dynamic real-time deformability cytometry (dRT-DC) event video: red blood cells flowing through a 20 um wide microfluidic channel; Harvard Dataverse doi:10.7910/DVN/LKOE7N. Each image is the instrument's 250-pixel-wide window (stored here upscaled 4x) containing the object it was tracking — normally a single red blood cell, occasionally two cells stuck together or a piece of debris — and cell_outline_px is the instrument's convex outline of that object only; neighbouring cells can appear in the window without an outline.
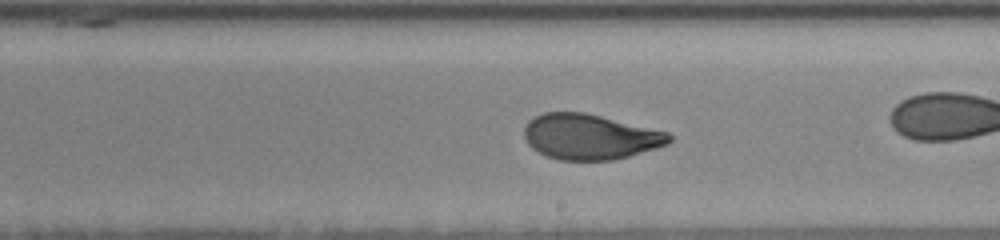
{"species": "human", "species_latin": "Homo sapiens", "temperature_condition": "room temperature", "stored_images_in_passage": 64, "camera_frame_rate_fps": 3000, "um_per_image_px": 0.085, "donor": {"sex": "female"}, "frame": {"image": 1, "passage_image": 44, "time_ms": 9.667, "image_size_px": [1000, 240], "cell_outline_px": [[672, 140], [668, 144], [656, 148], [628, 156], [612, 160], [560, 160], [548, 156], [532, 148], [528, 144], [524, 136], [524, 128], [528, 120], [544, 112], [584, 112], [668, 132], [672, 136]], "centroid_in_image_um": [50.14, 11.62], "position_along_channel_um": 238.9, "area_um2": 38.15}}